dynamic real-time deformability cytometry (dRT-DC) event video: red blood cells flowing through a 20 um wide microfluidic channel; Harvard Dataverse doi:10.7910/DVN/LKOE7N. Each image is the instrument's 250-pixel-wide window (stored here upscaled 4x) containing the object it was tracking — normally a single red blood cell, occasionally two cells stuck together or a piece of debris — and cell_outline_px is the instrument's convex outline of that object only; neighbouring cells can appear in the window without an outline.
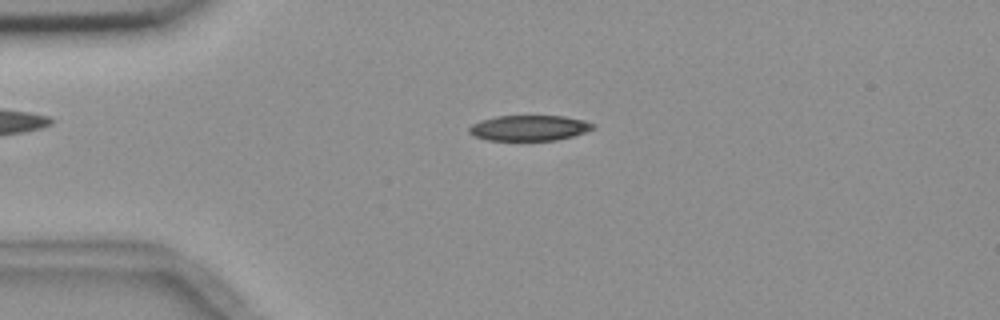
{"species": "common noctule bat (a hibernating species)", "species_latin": "Nyctalus noctula", "temperature_condition": "room temperature", "stored_images_in_passage": 4, "camera_frame_rate_fps": 3000, "um_per_image_px": 0.085, "animal": {"sex": "female", "body_mass_g": 18.4}, "frame": {"image": 1, "passage_image": 3, "time_ms": 2.333, "image_size_px": [1000, 320], "cell_outline_px": [[596, 128], [572, 136], [556, 140], [488, 140], [476, 136], [468, 132], [468, 128], [472, 124], [480, 120], [496, 116], [564, 116], [584, 120], [596, 124]], "centroid_in_image_um": [45.0, 10.87], "position_along_channel_um": 40.0, "area_um2": 18.38}}